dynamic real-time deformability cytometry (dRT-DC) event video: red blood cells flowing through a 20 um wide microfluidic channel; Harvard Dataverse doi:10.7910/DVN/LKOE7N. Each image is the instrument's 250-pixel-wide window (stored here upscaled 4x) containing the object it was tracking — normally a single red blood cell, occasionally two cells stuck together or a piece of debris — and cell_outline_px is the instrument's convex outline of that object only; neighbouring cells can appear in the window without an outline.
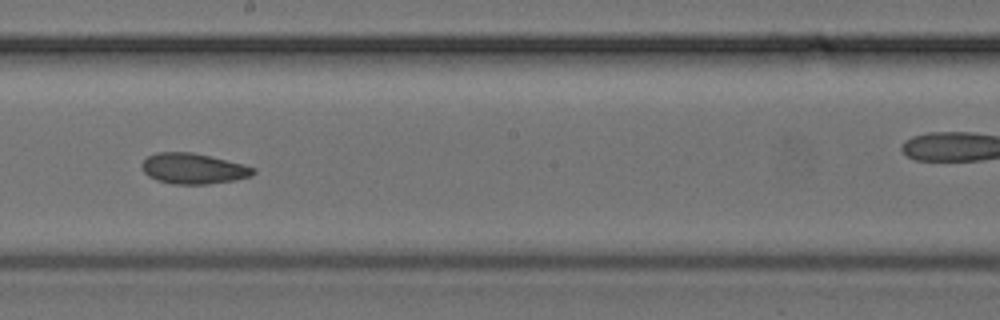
{"species": "common noctule bat (a hibernating species)", "species_latin": "Nyctalus noctula", "temperature_condition": "cold", "stored_images_in_passage": 7, "segment_of_instrument_passage": [1, 2], "camera_frame_rate_fps": 3000, "um_per_image_px": 0.085, "animal": {"sex": "female", "body_mass_g": 24.6, "forearm_length_mm": 56.2}, "frame": {"image": 1, "passage_image": 6, "time_ms": 1.667, "image_size_px": [1000, 320], "cell_outline_px": [[256, 172], [252, 176], [236, 180], [208, 184], [172, 184], [156, 180], [148, 176], [144, 172], [140, 164], [148, 156], [156, 152], [192, 152], [244, 164], [256, 168]], "centroid_in_image_um": [16.44, 14.33], "position_along_channel_um": 231.8, "area_um2": 20.06}}